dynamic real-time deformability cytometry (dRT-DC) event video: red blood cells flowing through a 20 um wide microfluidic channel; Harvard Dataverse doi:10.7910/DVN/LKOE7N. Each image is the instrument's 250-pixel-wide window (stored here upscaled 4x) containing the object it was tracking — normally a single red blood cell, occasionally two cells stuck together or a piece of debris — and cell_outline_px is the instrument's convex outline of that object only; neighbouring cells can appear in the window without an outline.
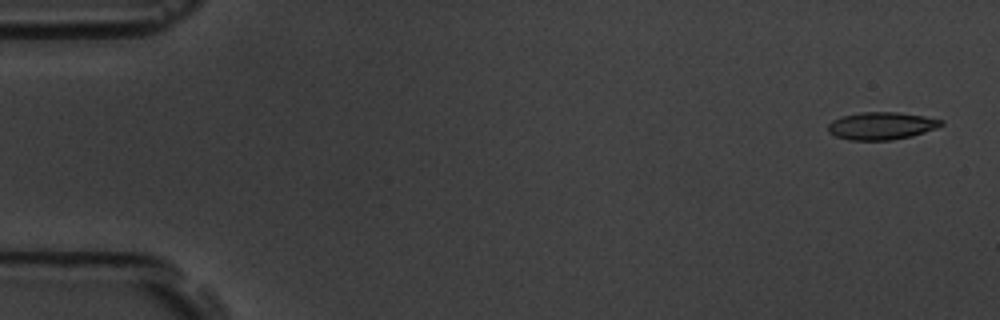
{"species": "common noctule bat (a hibernating species)", "species_latin": "Nyctalus noctula", "temperature_condition": "room temperature", "stored_images_in_passage": 15, "camera_frame_rate_fps": 3000, "um_per_image_px": 0.085, "animal": {"sex": "male", "body_mass_g": 19.5, "forearm_length_mm": 54.6}, "frame": {"image": 1, "passage_image": 1, "time_ms": 0.0, "image_size_px": [1000, 320], "cell_outline_px": [[944, 124], [936, 128], [912, 136], [892, 140], [848, 140], [836, 136], [828, 132], [828, 124], [832, 120], [844, 116], [860, 112], [896, 112], [924, 116], [944, 120]], "centroid_in_image_um": [74.92, 10.7], "position_along_channel_um": 10.1, "area_um2": 18.15}}
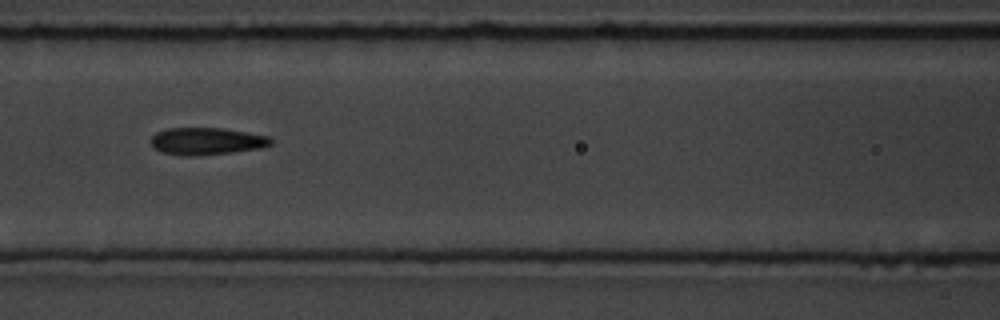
{"frame": {"image": 2, "passage_image": 7, "time_ms": 7.667, "image_size_px": [1000, 320], "cell_outline_px": [[272, 144], [260, 148], [232, 152], [200, 156], [184, 156], [164, 152], [156, 148], [152, 144], [152, 136], [156, 132], [168, 128], [224, 128], [268, 136], [272, 140]], "centroid_in_image_um": [17.58, 12.0], "position_along_channel_um": 149.0, "area_um2": 18.9}}
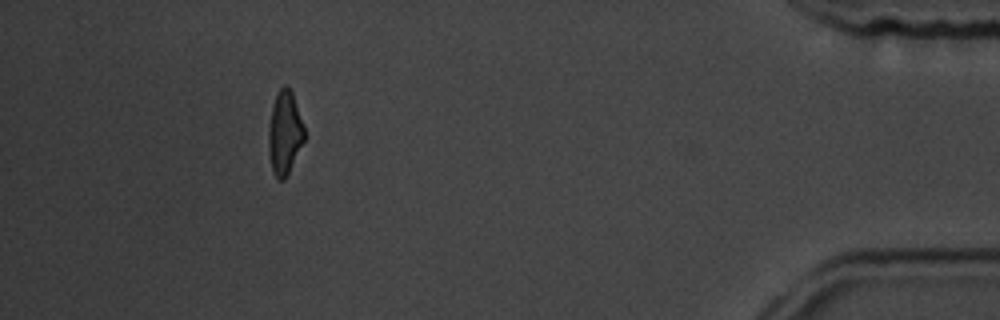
{"frame": {"image": 3, "passage_image": 14, "time_ms": 16.667, "image_size_px": [1000, 320], "cell_outline_px": [[304, 140], [284, 180], [276, 180], [272, 172], [268, 152], [268, 128], [272, 104], [280, 88], [284, 84], [288, 84], [292, 92], [304, 128]], "centroid_in_image_um": [24.16, 11.29], "position_along_channel_um": 411.0, "area_um2": 17.4}, "authors_computed_cell_mechanics": {"area_um2": 18.3226, "velocity_mm_per_s": 3.5733, "shape_relaxation_time_tau1_ms": 2.764, "shape_relaxation_time_tau2_ms": 2.5752, "deformation_change_tau1": 0.1208, "deformation_change_tau2": 0.0955}}